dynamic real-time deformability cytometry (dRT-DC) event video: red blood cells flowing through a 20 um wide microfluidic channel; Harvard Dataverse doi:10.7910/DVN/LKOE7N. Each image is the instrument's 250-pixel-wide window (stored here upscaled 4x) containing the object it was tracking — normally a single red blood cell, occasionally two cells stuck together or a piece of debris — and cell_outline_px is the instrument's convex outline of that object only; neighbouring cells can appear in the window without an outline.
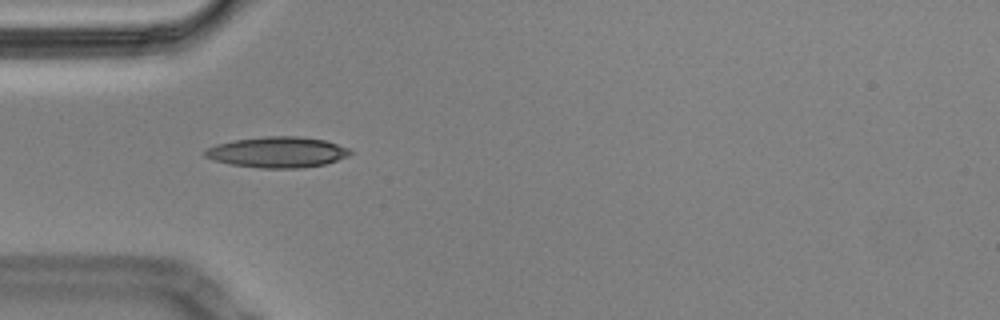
{"species": "Egyptian fruit bat (a non-hibernating species)", "species_latin": "Rousettus aegyptiacus", "temperature_condition": "cold", "stored_images_in_passage": 39, "camera_frame_rate_fps": 3000, "um_per_image_px": 0.085, "animal": {"sex": "male"}, "frame": {"image": 1, "passage_image": 6, "time_ms": 1.667, "image_size_px": [1000, 320], "cell_outline_px": [[352, 152], [348, 156], [324, 164], [300, 168], [260, 168], [232, 164], [216, 160], [204, 156], [204, 152], [208, 148], [216, 144], [236, 140], [268, 136], [296, 136], [324, 140], [348, 148]], "centroid_in_image_um": [23.59, 12.93], "position_along_channel_um": 61.4, "area_um2": 25.61}}
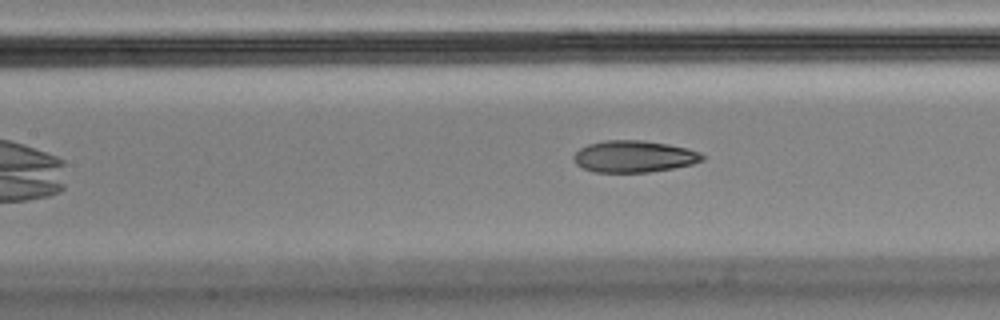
{"frame": {"image": 2, "passage_image": 14, "time_ms": 4.333, "image_size_px": [1000, 320], "cell_outline_px": [[704, 160], [692, 164], [672, 168], [648, 172], [596, 172], [584, 168], [576, 164], [572, 160], [572, 156], [580, 148], [588, 144], [604, 140], [640, 140], [668, 144], [688, 148], [700, 152], [704, 156]], "centroid_in_image_um": [53.88, 13.29], "position_along_channel_um": 153.5, "area_um2": 23.81}}
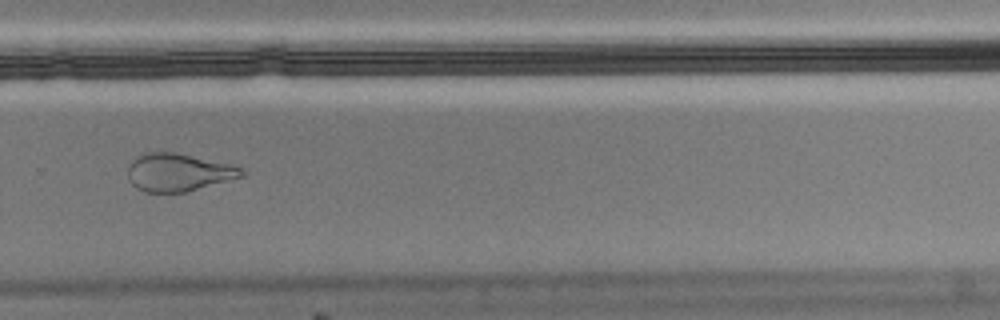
{"frame": {"image": 3, "passage_image": 28, "time_ms": 9.0, "image_size_px": [1000, 320], "cell_outline_px": [[248, 172], [244, 176], [184, 192], [144, 192], [136, 188], [132, 184], [128, 176], [128, 168], [132, 160], [140, 156], [152, 152], [176, 152], [228, 164], [244, 168]], "centroid_in_image_um": [15.18, 14.65], "position_along_channel_um": 314.6, "area_um2": 24.8}, "authors_computed_cell_mechanics": {"area_um2": 24.6228, "velocity_mm_per_s": 3.4705, "shape_relaxation_time_tau1_ms": null, "shape_relaxation_time_tau2_ms": 2.4148, "deformation_change_tau1": null, "deformation_change_tau2": 0.0986}}